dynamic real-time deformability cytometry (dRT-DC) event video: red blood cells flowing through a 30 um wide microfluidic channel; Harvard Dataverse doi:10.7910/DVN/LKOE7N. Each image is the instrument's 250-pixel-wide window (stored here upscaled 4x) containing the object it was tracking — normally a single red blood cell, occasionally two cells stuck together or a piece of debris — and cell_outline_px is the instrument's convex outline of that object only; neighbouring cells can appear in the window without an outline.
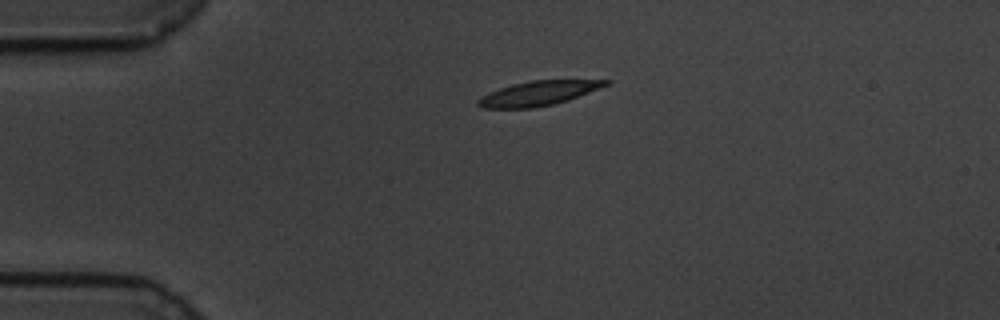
{"species": "common noctule bat (a hibernating species)", "species_latin": "Nyctalus noctula", "temperature_condition": "cold", "stored_images_in_passage": 47, "camera_frame_rate_fps": 3000, "um_per_image_px": 0.085, "animal": {"sex": "male", "body_mass_g": 19.5, "forearm_length_mm": 54.6}, "frame": {"image": 1, "passage_image": 1, "time_ms": 0.0, "image_size_px": [1000, 320], "cell_outline_px": [[612, 80], [608, 84], [600, 88], [568, 100], [552, 104], [532, 108], [484, 108], [476, 104], [476, 100], [488, 92], [512, 84], [532, 80]], "centroid_in_image_um": [45.72, 7.93], "position_along_channel_um": 39.3, "area_um2": 18.09}}
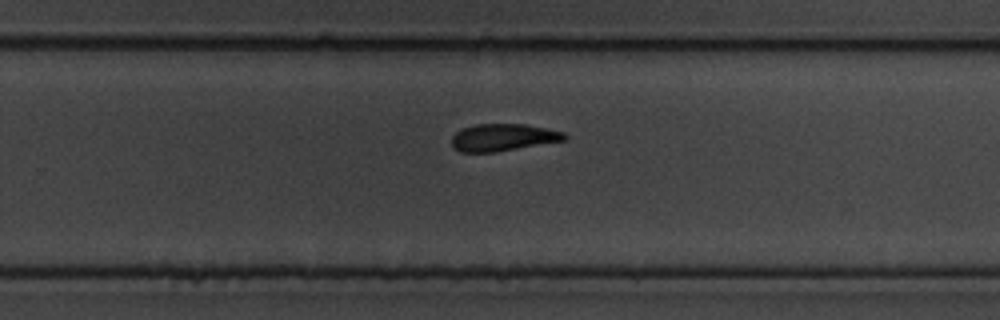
{"frame": {"image": 2, "passage_image": 26, "time_ms": 8.333, "image_size_px": [1000, 320], "cell_outline_px": [[568, 140], [496, 152], [460, 152], [452, 148], [452, 136], [456, 132], [464, 128], [476, 124], [524, 124], [564, 132], [568, 136]], "centroid_in_image_um": [42.77, 11.69], "position_along_channel_um": 287.0, "area_um2": 17.98}}
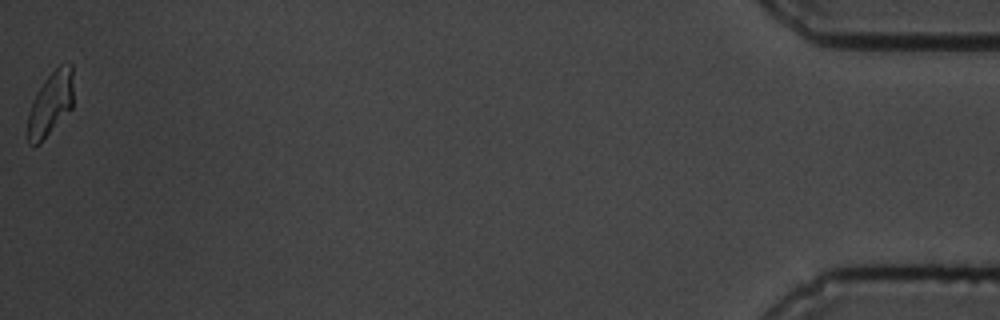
{"frame": {"image": 3, "passage_image": 47, "time_ms": 15.333, "image_size_px": [1000, 320], "cell_outline_px": [[72, 108], [40, 144], [28, 144], [28, 112], [32, 100], [44, 80], [60, 64], [72, 64]], "centroid_in_image_um": [4.28, 8.83], "position_along_channel_um": 430.9, "area_um2": 16.88}, "authors_computed_cell_mechanics": {"area_um2": 18.6694, "velocity_mm_per_s": 3.3726, "shape_relaxation_time_tau1_ms": 4.768, "shape_relaxation_time_tau2_ms": null, "deformation_change_tau1": 0.1293, "deformation_change_tau2": null}}